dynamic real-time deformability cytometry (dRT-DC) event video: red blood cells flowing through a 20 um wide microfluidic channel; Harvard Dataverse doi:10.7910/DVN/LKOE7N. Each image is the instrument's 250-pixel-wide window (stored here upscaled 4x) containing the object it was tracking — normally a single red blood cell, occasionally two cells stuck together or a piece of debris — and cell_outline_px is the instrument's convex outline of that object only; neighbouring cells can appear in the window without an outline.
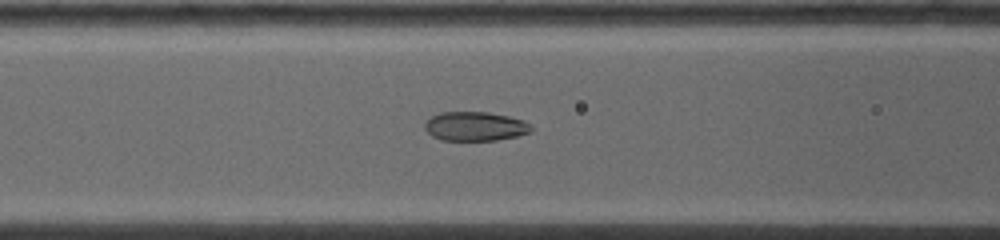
{"species": "common noctule bat (a hibernating species)", "species_latin": "Nyctalus noctula", "temperature_condition": "warm", "stored_images_in_passage": 13, "camera_frame_rate_fps": 5000, "um_per_image_px": 0.085, "animal": {"sex": "female", "body_mass_g": 19.0, "forearm_length_mm": 53.3}, "frame": {"image": 1, "passage_image": 10, "time_ms": 4.0, "image_size_px": [1000, 240], "cell_outline_px": [[532, 132], [516, 136], [496, 140], [440, 140], [432, 136], [424, 128], [424, 124], [432, 116], [440, 112], [488, 112], [508, 116], [524, 120], [532, 128]], "centroid_in_image_um": [40.38, 10.74], "position_along_channel_um": 126.2, "area_um2": 18.03}}
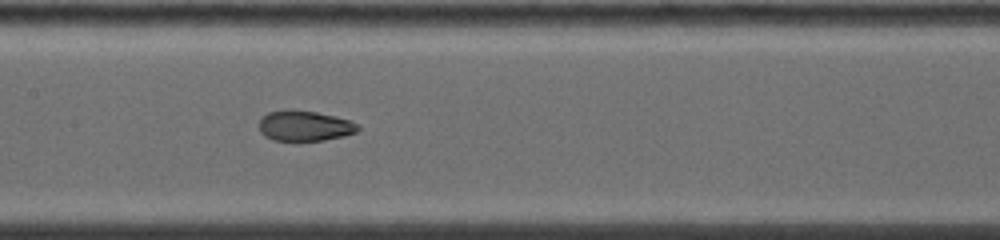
{"frame": {"image": 2, "passage_image": 13, "time_ms": 5.4, "image_size_px": [1000, 240], "cell_outline_px": [[360, 128], [356, 132], [344, 136], [324, 140], [296, 144], [272, 140], [264, 136], [260, 132], [260, 120], [268, 112], [284, 108], [316, 112], [352, 120]], "centroid_in_image_um": [25.86, 10.74], "position_along_channel_um": 181.5, "area_um2": 18.32}}